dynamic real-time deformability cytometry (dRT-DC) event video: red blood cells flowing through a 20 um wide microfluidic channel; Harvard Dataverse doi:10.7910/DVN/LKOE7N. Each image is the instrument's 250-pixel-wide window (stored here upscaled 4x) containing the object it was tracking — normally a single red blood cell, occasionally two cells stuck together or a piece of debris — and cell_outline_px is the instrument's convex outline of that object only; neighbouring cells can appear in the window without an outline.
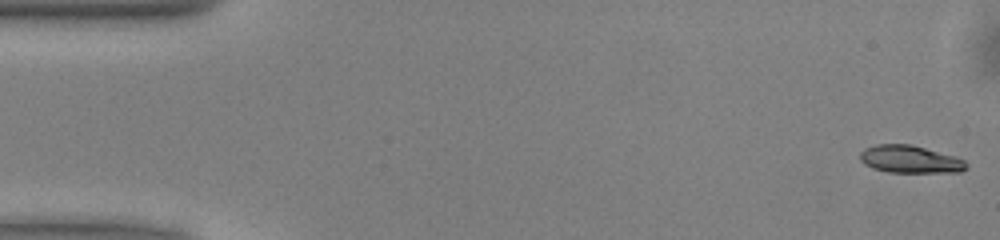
{"species": "common noctule bat (a hibernating species)", "species_latin": "Nyctalus noctula", "temperature_condition": "warm", "stored_images_in_passage": 50, "camera_frame_rate_fps": 3000, "um_per_image_px": 0.085, "animal": {"sex": "male", "body_mass_g": 13.0, "forearm_length_mm": 53.1}, "frame": {"image": 1, "passage_image": 1, "time_ms": 0.0, "image_size_px": [1000, 240], "cell_outline_px": [[968, 168], [960, 172], [888, 172], [872, 168], [864, 164], [860, 160], [860, 152], [864, 148], [876, 144], [912, 144], [956, 156], [964, 160], [968, 164]], "centroid_in_image_um": [77.37, 13.53], "position_along_channel_um": 7.6, "area_um2": 17.28}}
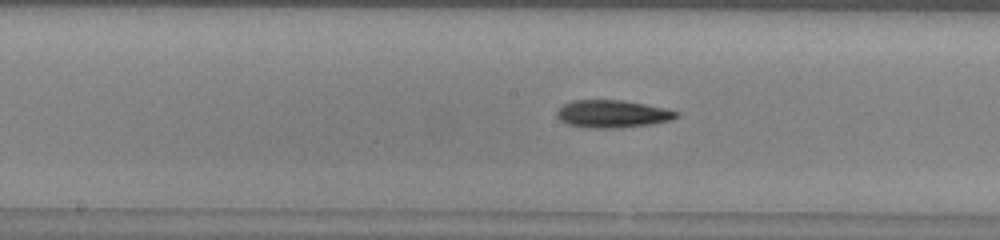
{"frame": {"image": 2, "passage_image": 25, "time_ms": 8.0, "image_size_px": [1000, 240], "cell_outline_px": [[680, 116], [672, 120], [652, 124], [620, 128], [592, 128], [568, 124], [560, 120], [556, 116], [556, 112], [564, 104], [572, 100], [624, 100], [668, 108], [680, 112]], "centroid_in_image_um": [52.12, 9.68], "position_along_channel_um": 196.1, "area_um2": 19.48}}
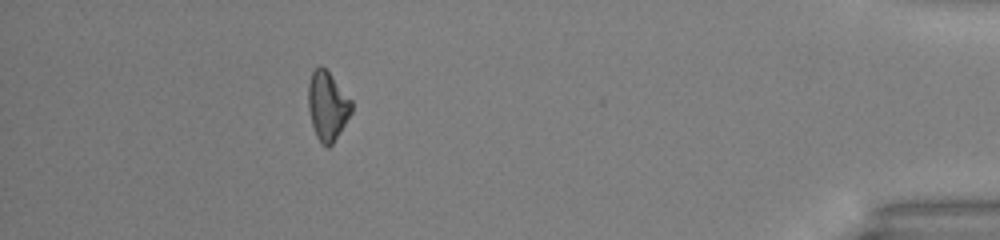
{"frame": {"image": 3, "passage_image": 45, "time_ms": 14.667, "image_size_px": [1000, 240], "cell_outline_px": [[352, 112], [340, 132], [332, 144], [328, 148], [316, 136], [312, 124], [308, 108], [308, 84], [312, 72], [320, 64], [328, 72], [352, 100]], "centroid_in_image_um": [27.83, 8.99], "position_along_channel_um": 407.4, "area_um2": 17.17}, "authors_computed_cell_mechanics": {"area_um2": 17.7446, "velocity_mm_per_s": 4.0607, "shape_relaxation_time_tau1_ms": 2.5989, "shape_relaxation_time_tau2_ms": null, "deformation_change_tau1": 0.1109, "deformation_change_tau2": null}}